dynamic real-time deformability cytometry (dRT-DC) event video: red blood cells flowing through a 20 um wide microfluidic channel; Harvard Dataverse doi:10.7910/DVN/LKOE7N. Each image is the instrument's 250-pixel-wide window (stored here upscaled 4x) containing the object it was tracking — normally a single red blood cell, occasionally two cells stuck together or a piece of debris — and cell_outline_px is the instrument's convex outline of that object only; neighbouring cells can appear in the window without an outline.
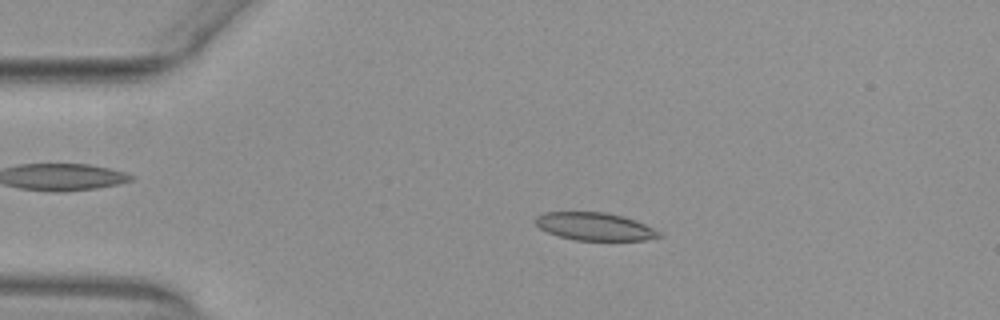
{"species": "common noctule bat (a hibernating species)", "species_latin": "Nyctalus noctula", "temperature_condition": "warm", "stored_images_in_passage": 53, "camera_frame_rate_fps": 3000, "um_per_image_px": 0.085, "animal": {"sex": "female", "body_mass_g": 29.2, "forearm_length_mm": 56.3}, "frame": {"image": 1, "passage_image": 11, "time_ms": 3.333, "image_size_px": [1000, 320], "cell_outline_px": [[664, 236], [644, 240], [576, 240], [560, 236], [548, 232], [540, 228], [532, 220], [536, 216], [544, 212], [604, 212], [624, 216], [644, 224], [660, 232]], "centroid_in_image_um": [50.53, 19.24], "position_along_channel_um": 34.5, "area_um2": 19.94}}
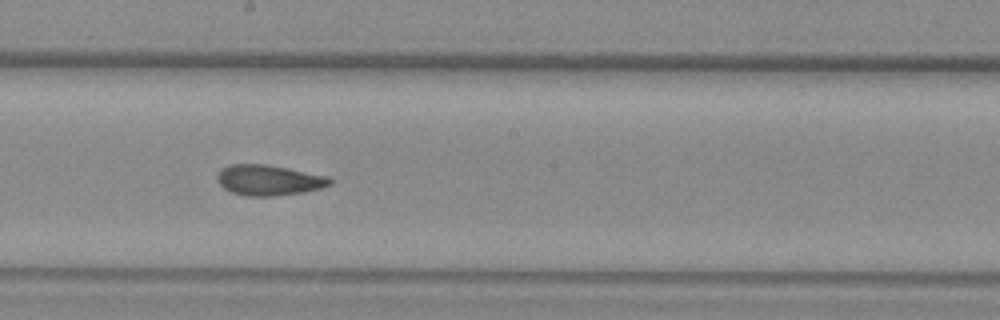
{"frame": {"image": 2, "passage_image": 29, "time_ms": 9.333, "image_size_px": [1000, 320], "cell_outline_px": [[332, 184], [324, 188], [304, 192], [272, 196], [248, 196], [232, 192], [224, 188], [216, 180], [216, 176], [224, 168], [232, 164], [264, 164], [288, 168], [328, 176], [332, 180]], "centroid_in_image_um": [22.89, 15.32], "position_along_channel_um": 225.3, "area_um2": 20.0}}
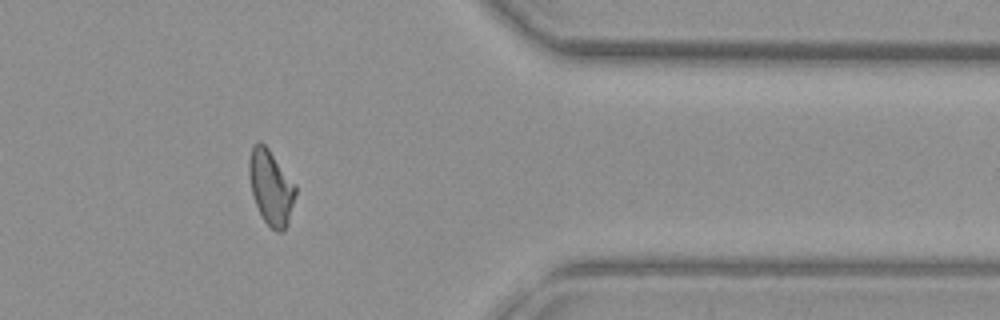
{"frame": {"image": 3, "passage_image": 43, "time_ms": 14.0, "image_size_px": [1000, 320], "cell_outline_px": [[296, 192], [288, 224], [284, 232], [276, 232], [264, 220], [252, 196], [248, 176], [248, 160], [252, 144], [260, 140], [268, 148], [296, 184]], "centroid_in_image_um": [23.01, 15.9], "position_along_channel_um": 388.4, "area_um2": 20.52}, "authors_computed_cell_mechanics": {"area_um2": 20.23, "velocity_mm_per_s": 3.9079, "shape_relaxation_time_tau1_ms": null, "shape_relaxation_time_tau2_ms": 2.3277, "deformation_change_tau1": null, "deformation_change_tau2": 0.0899}}